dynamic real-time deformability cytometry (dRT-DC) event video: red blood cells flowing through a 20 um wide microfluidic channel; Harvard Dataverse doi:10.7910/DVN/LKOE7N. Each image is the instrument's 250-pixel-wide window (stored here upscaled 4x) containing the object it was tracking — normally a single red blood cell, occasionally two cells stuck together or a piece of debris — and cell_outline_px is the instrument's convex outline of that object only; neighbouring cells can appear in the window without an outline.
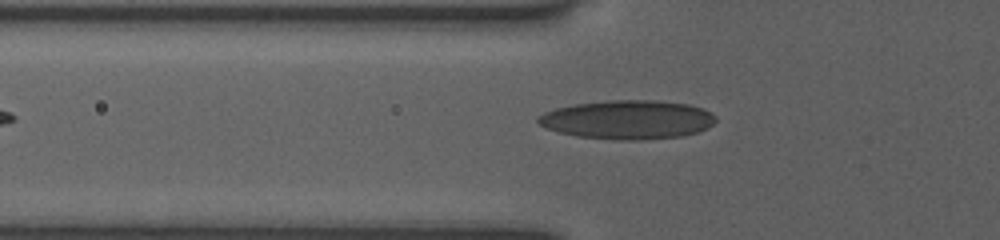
{"species": "human", "species_latin": "Homo sapiens", "temperature_condition": "room temperature", "stored_images_in_passage": 34, "camera_frame_rate_fps": 3000, "um_per_image_px": 0.085, "donor": {"sex": "female"}, "frame": {"image": 1, "passage_image": 3, "time_ms": 0.667, "image_size_px": [1000, 240], "cell_outline_px": [[716, 120], [712, 124], [696, 132], [680, 136], [640, 140], [616, 140], [576, 136], [560, 132], [548, 128], [540, 124], [536, 120], [536, 116], [544, 112], [556, 108], [576, 104], [612, 100], [656, 100], [688, 104], [700, 108], [716, 116]], "centroid_in_image_um": [53.31, 10.17], "position_along_channel_um": 72.5, "area_um2": 39.94}}
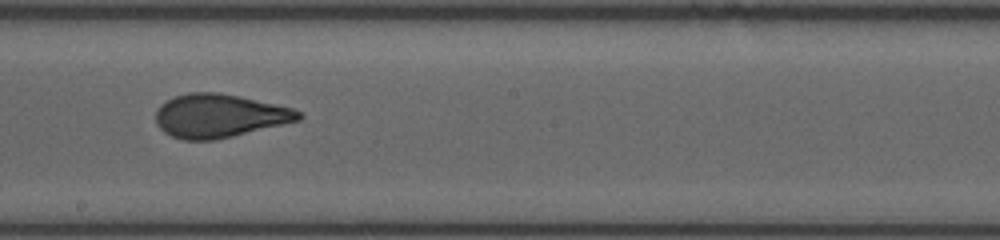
{"frame": {"image": 2, "passage_image": 15, "time_ms": 4.667, "image_size_px": [1000, 240], "cell_outline_px": [[304, 116], [300, 120], [216, 140], [184, 140], [172, 136], [164, 132], [156, 124], [156, 112], [160, 104], [176, 96], [188, 92], [216, 92], [240, 96], [292, 108], [300, 112]], "centroid_in_image_um": [18.63, 9.84], "position_along_channel_um": 229.6, "area_um2": 36.07}}
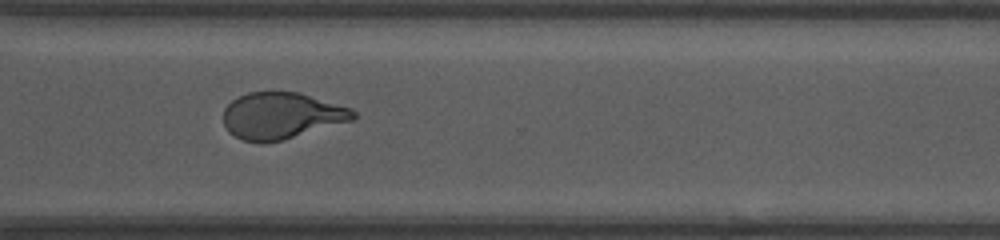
{"frame": {"image": 3, "passage_image": 24, "time_ms": 7.667, "image_size_px": [1000, 240], "cell_outline_px": [[356, 116], [352, 120], [280, 140], [244, 140], [228, 132], [224, 124], [224, 108], [232, 100], [248, 92], [300, 92], [352, 108], [356, 112]], "centroid_in_image_um": [23.93, 9.79], "position_along_channel_um": 346.7, "area_um2": 34.45}}